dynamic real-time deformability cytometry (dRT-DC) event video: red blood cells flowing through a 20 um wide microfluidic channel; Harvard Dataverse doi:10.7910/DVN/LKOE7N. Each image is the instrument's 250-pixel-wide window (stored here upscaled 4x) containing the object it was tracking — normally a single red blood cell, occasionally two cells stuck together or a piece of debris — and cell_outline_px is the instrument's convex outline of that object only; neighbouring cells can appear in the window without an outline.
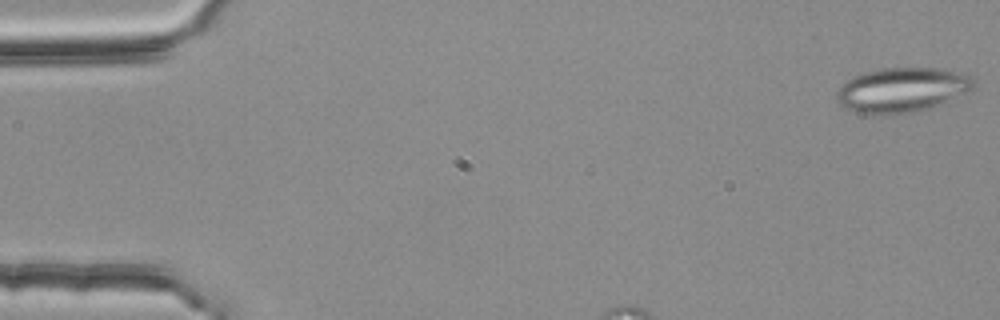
{"species": "common noctule bat (a hibernating species)", "species_latin": "Nyctalus noctula", "temperature_condition": "room temperature", "stored_images_in_passage": 13, "camera_frame_rate_fps": 3000, "um_per_image_px": 0.085, "animal": {"sex": "female", "body_mass_g": 25.1}, "frame": {"image": 1, "passage_image": 1, "time_ms": 0.0, "image_size_px": [1000, 320], "cell_outline_px": [[976, 88], [932, 108], [916, 112], [888, 116], [884, 116], [852, 112], [840, 104], [836, 100], [836, 92], [852, 76], [864, 72], [880, 68], [944, 68], [972, 72], [976, 76]], "centroid_in_image_um": [76.77, 7.64], "position_along_channel_um": 8.2, "area_um2": 36.99}}